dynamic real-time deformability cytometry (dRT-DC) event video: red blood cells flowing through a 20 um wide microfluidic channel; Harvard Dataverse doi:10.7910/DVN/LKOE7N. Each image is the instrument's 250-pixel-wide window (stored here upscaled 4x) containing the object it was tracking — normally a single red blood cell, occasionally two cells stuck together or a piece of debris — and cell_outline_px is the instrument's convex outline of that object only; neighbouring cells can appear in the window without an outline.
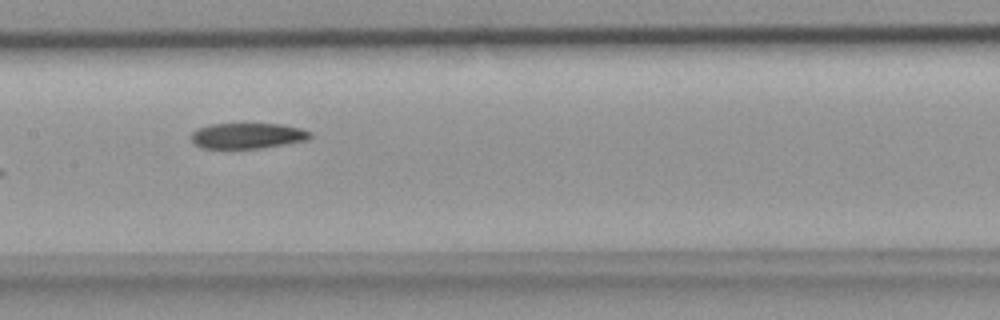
{"species": "common noctule bat (a hibernating species)", "species_latin": "Nyctalus noctula", "temperature_condition": "room temperature", "stored_images_in_passage": 7, "camera_frame_rate_fps": 3000, "um_per_image_px": 0.085, "animal": {"sex": "female", "body_mass_g": 18.4}, "frame": {"image": 1, "passage_image": 6, "time_ms": 1.667, "image_size_px": [1000, 320], "cell_outline_px": [[312, 136], [308, 140], [260, 148], [200, 148], [192, 144], [192, 132], [196, 128], [208, 124], [280, 124], [300, 128], [312, 132]], "centroid_in_image_um": [21.01, 11.54], "position_along_channel_um": 186.4, "area_um2": 17.86}}
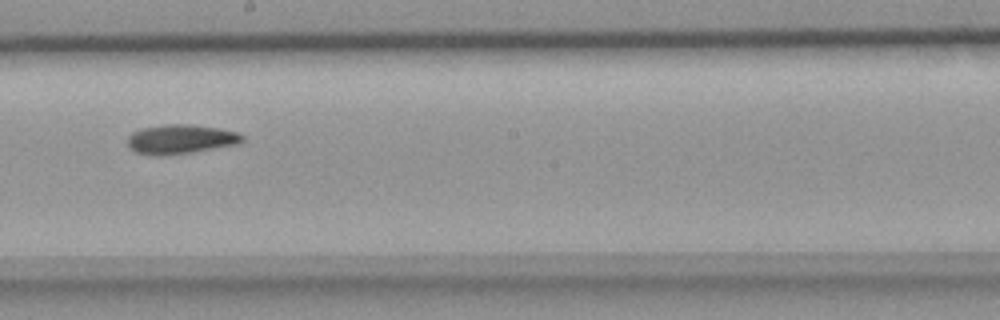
{"frame": {"image": 2, "passage_image": 7, "time_ms": 2.0, "image_size_px": [1000, 320], "cell_outline_px": [[244, 140], [236, 144], [192, 152], [160, 156], [156, 156], [136, 152], [128, 148], [128, 136], [132, 132], [140, 128], [168, 124], [192, 124], [220, 128], [240, 132], [244, 136]], "centroid_in_image_um": [15.35, 11.82], "position_along_channel_um": 232.9, "area_um2": 19.77}}